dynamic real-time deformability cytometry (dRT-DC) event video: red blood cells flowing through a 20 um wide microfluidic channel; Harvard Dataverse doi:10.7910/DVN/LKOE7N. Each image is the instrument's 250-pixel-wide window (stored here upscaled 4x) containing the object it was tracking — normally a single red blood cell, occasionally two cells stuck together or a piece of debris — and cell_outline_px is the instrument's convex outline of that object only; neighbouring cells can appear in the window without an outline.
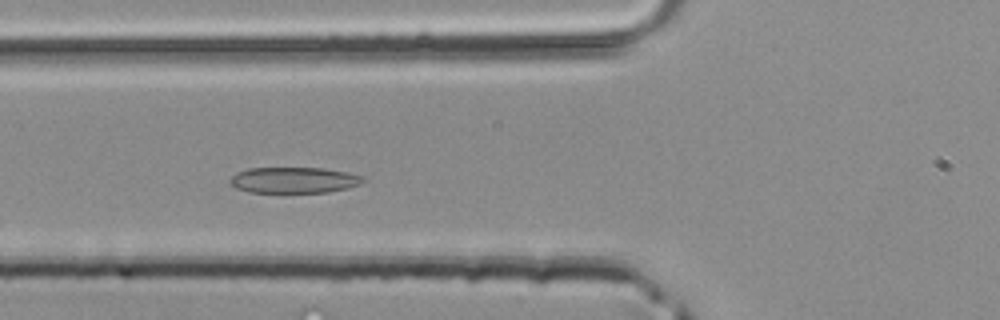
{"species": "common noctule bat (a hibernating species)", "species_latin": "Nyctalus noctula", "temperature_condition": "room temperature", "stored_images_in_passage": 35, "camera_frame_rate_fps": 3000, "um_per_image_px": 0.085, "animal": {"sex": "male", "body_mass_g": 20.4}, "frame": {"image": 1, "passage_image": 10, "time_ms": 3.0, "image_size_px": [1000, 320], "cell_outline_px": [[364, 180], [360, 184], [348, 188], [328, 192], [248, 192], [236, 188], [228, 180], [236, 172], [248, 168], [324, 168], [348, 172], [364, 176]], "centroid_in_image_um": [24.99, 15.3], "position_along_channel_um": 100.8, "area_um2": 20.17}}
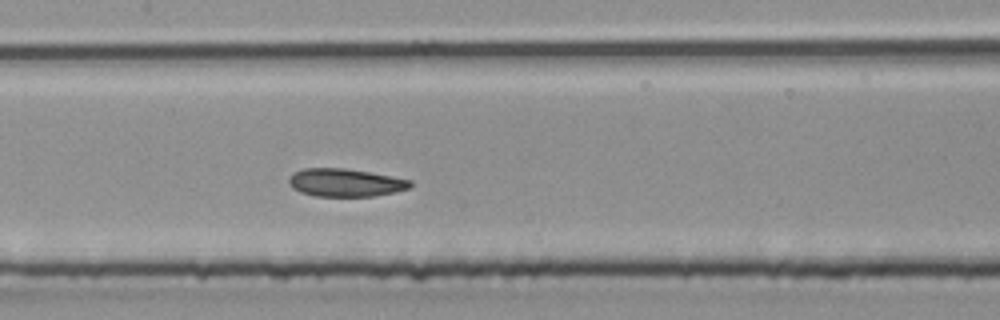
{"frame": {"image": 2, "passage_image": 15, "time_ms": 4.667, "image_size_px": [1000, 320], "cell_outline_px": [[412, 188], [396, 192], [372, 196], [312, 196], [300, 192], [292, 188], [288, 184], [288, 176], [292, 172], [304, 168], [344, 168], [392, 176], [412, 180]], "centroid_in_image_um": [29.33, 15.52], "position_along_channel_um": 178.1, "area_um2": 20.06}}
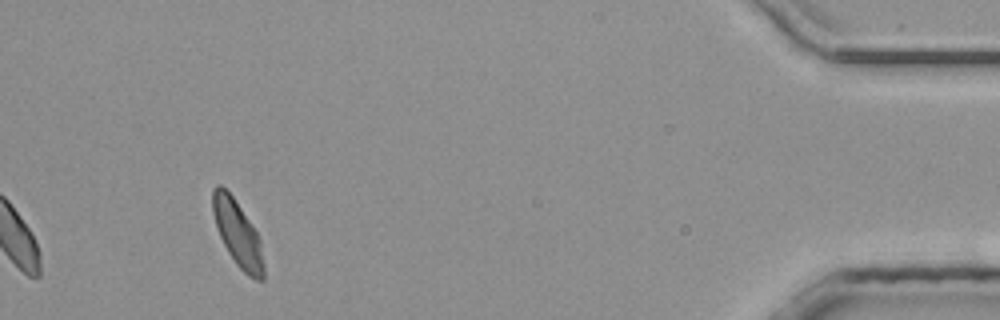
{"frame": {"image": 3, "passage_image": 35, "time_ms": 11.333, "image_size_px": [1000, 320], "cell_outline_px": [[264, 280], [256, 280], [248, 276], [236, 264], [228, 252], [216, 228], [212, 212], [212, 188], [216, 184], [220, 184], [232, 196], [256, 232], [260, 240], [264, 268]], "centroid_in_image_um": [20.18, 19.86], "position_along_channel_um": 415.0, "area_um2": 19.31}}